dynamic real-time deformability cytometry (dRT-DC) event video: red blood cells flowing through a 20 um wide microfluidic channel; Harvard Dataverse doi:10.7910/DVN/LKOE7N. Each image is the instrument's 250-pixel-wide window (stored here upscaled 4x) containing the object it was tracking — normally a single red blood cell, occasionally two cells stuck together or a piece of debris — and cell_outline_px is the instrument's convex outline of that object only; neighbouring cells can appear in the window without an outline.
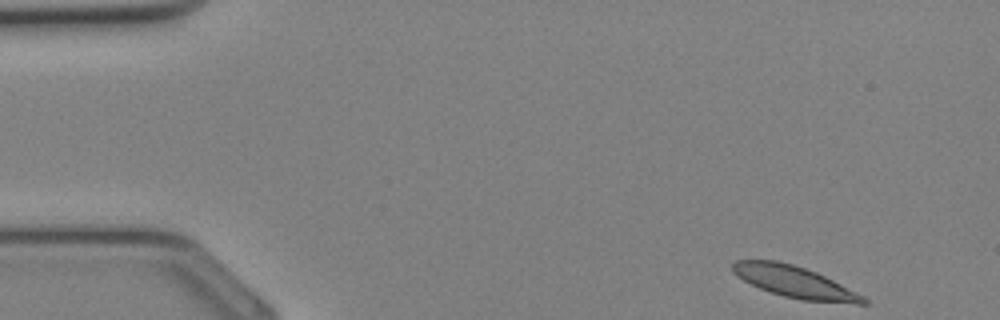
{"species": "Egyptian fruit bat (a non-hibernating species)", "species_latin": "Rousettus aegyptiacus", "temperature_condition": "cold", "stored_images_in_passage": 33, "camera_frame_rate_fps": 3000, "um_per_image_px": 0.085, "animal": {"sex": "female"}, "frame": {"image": 1, "passage_image": 1, "time_ms": 0.0, "image_size_px": [1000, 320], "cell_outline_px": [[868, 304], [856, 304], [804, 300], [784, 296], [760, 288], [736, 276], [732, 272], [732, 264], [736, 260], [776, 260], [792, 264], [816, 272], [864, 296], [868, 300]], "centroid_in_image_um": [67.54, 23.96], "position_along_channel_um": 17.5, "area_um2": 23.76}}
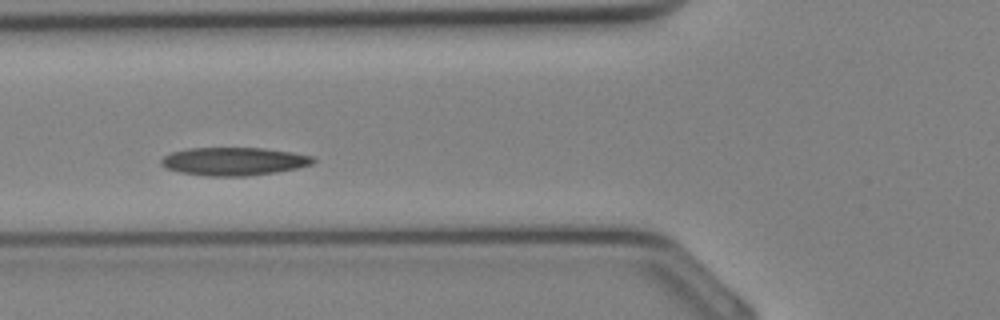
{"frame": {"image": 2, "passage_image": 11, "time_ms": 3.333, "image_size_px": [1000, 320], "cell_outline_px": [[316, 160], [312, 164], [296, 168], [276, 172], [244, 176], [208, 176], [180, 172], [164, 168], [160, 164], [160, 160], [164, 156], [172, 152], [188, 148], [264, 148], [292, 152], [312, 156]], "centroid_in_image_um": [19.85, 13.71], "position_along_channel_um": 105.9, "area_um2": 24.85}}
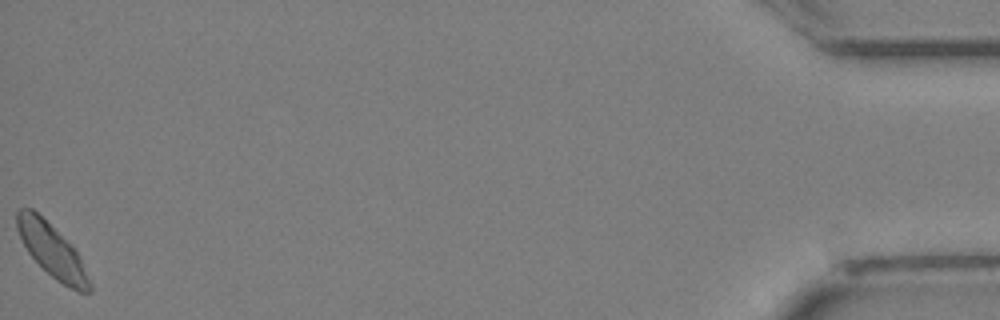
{"frame": {"image": 3, "passage_image": 33, "time_ms": 10.667, "image_size_px": [1000, 320], "cell_outline_px": [[92, 292], [80, 292], [56, 280], [28, 252], [16, 228], [16, 212], [20, 208], [32, 208], [72, 244], [76, 248], [92, 284]], "centroid_in_image_um": [4.44, 21.28], "position_along_channel_um": 430.8, "area_um2": 22.25}}